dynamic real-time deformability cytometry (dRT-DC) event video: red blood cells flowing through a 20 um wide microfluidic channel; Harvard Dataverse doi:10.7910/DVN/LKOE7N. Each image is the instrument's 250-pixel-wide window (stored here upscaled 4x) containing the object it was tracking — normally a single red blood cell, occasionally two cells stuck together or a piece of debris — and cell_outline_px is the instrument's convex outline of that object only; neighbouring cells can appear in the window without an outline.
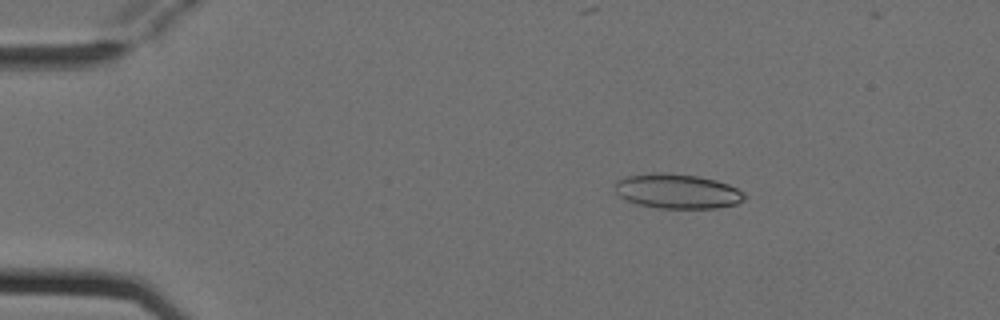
{"species": "Egyptian fruit bat (a non-hibernating species)", "species_latin": "Rousettus aegyptiacus", "temperature_condition": "cold", "stored_images_in_passage": 3, "camera_frame_rate_fps": 3000, "um_per_image_px": 0.085, "animal": {"sex": "female"}, "frame": {"image": 1, "passage_image": 1, "time_ms": 0.0, "image_size_px": [1000, 320], "cell_outline_px": [[744, 200], [736, 204], [716, 208], [656, 208], [636, 204], [620, 196], [616, 192], [616, 180], [624, 176], [656, 172], [668, 172], [700, 176], [716, 180], [728, 184], [744, 192]], "centroid_in_image_um": [57.56, 16.24], "position_along_channel_um": 27.4, "area_um2": 26.36}}